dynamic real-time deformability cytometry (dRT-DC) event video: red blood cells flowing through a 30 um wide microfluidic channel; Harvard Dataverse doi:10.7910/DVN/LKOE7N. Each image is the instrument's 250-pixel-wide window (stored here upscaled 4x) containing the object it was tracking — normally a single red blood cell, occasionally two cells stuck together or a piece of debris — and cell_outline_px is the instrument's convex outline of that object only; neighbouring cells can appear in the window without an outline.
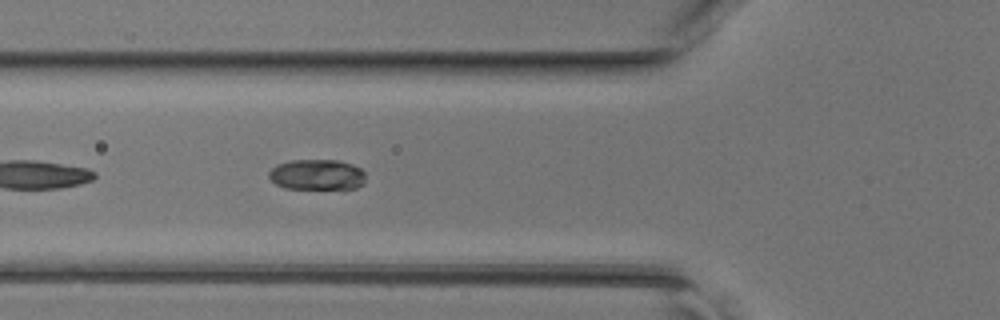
{"species": "common noctule bat (a hibernating species)", "species_latin": "Nyctalus noctula", "temperature_condition": "room temperature", "stored_images_in_passage": 41, "camera_frame_rate_fps": 3000, "um_per_image_px": 0.085, "animal": {"sex": "female", "body_mass_g": 17.0, "forearm_length_mm": 48.0}, "frame": {"image": 1, "passage_image": 16, "time_ms": 5.0, "image_size_px": [1000, 320], "cell_outline_px": [[364, 184], [356, 188], [284, 188], [276, 184], [268, 176], [268, 172], [276, 164], [292, 160], [336, 160], [352, 164], [360, 168], [364, 172]], "centroid_in_image_um": [26.93, 14.84], "position_along_channel_um": 98.9, "area_um2": 17.17}}
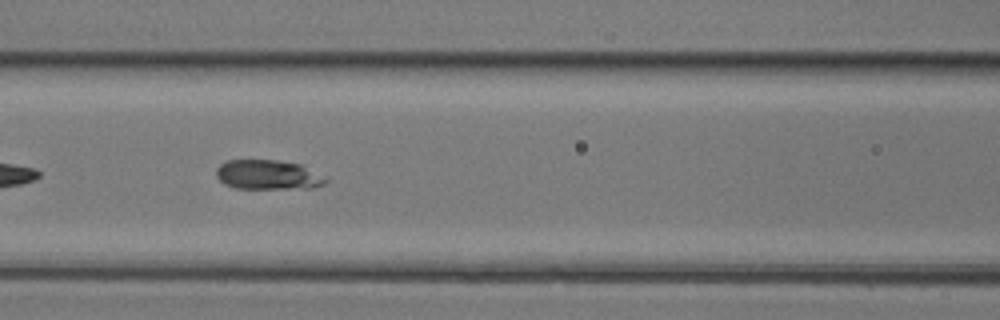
{"frame": {"image": 2, "passage_image": 19, "time_ms": 6.0, "image_size_px": [1000, 320], "cell_outline_px": [[328, 180], [324, 184], [312, 188], [236, 188], [224, 184], [216, 176], [216, 168], [220, 164], [228, 160], [276, 160], [300, 164], [328, 176]], "centroid_in_image_um": [22.82, 14.85], "position_along_channel_um": 143.8, "area_um2": 19.02}}